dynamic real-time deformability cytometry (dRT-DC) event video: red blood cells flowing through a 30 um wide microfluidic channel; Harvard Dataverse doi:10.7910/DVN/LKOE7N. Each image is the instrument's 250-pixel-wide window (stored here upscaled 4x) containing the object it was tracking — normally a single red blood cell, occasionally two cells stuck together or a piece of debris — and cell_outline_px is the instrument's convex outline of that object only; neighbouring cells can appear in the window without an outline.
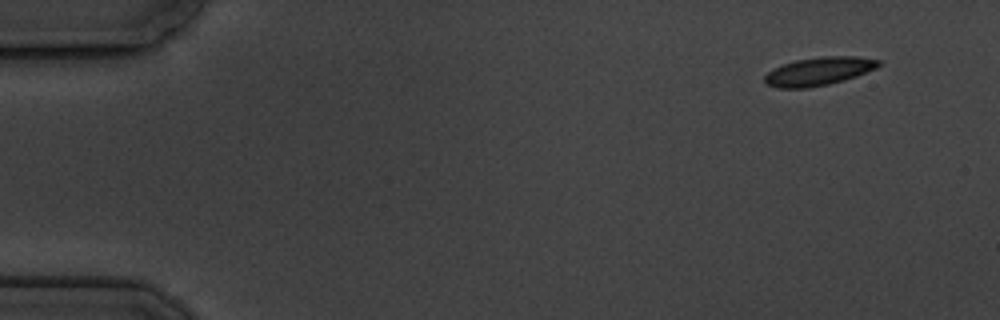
{"species": "common noctule bat (a hibernating species)", "species_latin": "Nyctalus noctula", "temperature_condition": "cold", "stored_images_in_passage": 6, "camera_frame_rate_fps": 3000, "um_per_image_px": 0.085, "animal": {"sex": "male", "body_mass_g": 19.5, "forearm_length_mm": 54.6}, "frame": {"image": 1, "passage_image": 1, "time_ms": 0.0, "image_size_px": [1000, 320], "cell_outline_px": [[880, 64], [876, 68], [856, 76], [844, 80], [828, 84], [808, 88], [776, 88], [764, 84], [764, 76], [768, 72], [784, 64], [796, 60], [824, 56], [856, 56], [880, 60]], "centroid_in_image_um": [69.58, 6.07], "position_along_channel_um": 15.4, "area_um2": 18.67}}
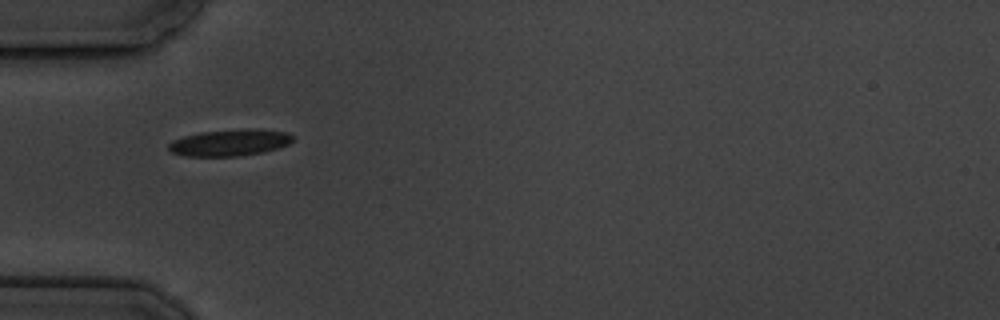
{"frame": {"image": 2, "passage_image": 5, "time_ms": 4.667, "image_size_px": [1000, 320], "cell_outline_px": [[292, 140], [288, 144], [264, 152], [240, 156], [184, 156], [172, 152], [168, 148], [168, 144], [172, 140], [184, 136], [200, 132], [244, 128], [260, 128], [288, 132], [292, 136]], "centroid_in_image_um": [19.53, 12.11], "position_along_channel_um": 65.5, "area_um2": 19.42}}